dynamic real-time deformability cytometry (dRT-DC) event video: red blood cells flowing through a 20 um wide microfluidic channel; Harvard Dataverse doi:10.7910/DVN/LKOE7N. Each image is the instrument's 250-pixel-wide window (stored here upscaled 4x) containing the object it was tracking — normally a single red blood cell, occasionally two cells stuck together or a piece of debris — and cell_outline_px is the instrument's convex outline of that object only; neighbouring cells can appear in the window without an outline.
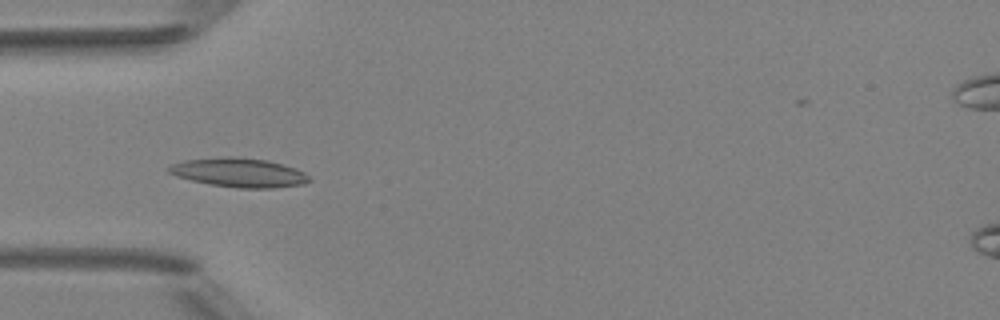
{"species": "Egyptian fruit bat (a non-hibernating species)", "species_latin": "Rousettus aegyptiacus", "temperature_condition": "room temperature", "stored_images_in_passage": 6, "camera_frame_rate_fps": 3000, "um_per_image_px": 0.085, "animal": {"sex": "female"}, "frame": {"image": 1, "passage_image": 3, "time_ms": 0.667, "image_size_px": [1000, 320], "cell_outline_px": [[312, 180], [304, 184], [272, 188], [236, 188], [212, 184], [192, 180], [176, 176], [168, 172], [168, 168], [172, 164], [184, 160], [228, 156], [232, 156], [268, 160], [296, 168], [304, 172]], "centroid_in_image_um": [20.34, 14.66], "position_along_channel_um": 64.7, "area_um2": 23.76}}